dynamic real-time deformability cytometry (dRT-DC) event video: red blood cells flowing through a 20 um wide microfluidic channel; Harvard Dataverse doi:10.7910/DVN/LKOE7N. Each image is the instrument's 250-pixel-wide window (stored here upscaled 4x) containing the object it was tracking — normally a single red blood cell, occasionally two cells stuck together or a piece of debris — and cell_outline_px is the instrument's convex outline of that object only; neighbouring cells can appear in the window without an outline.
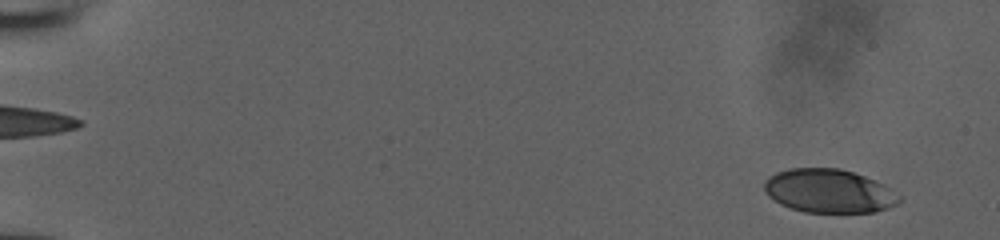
{"species": "human", "species_latin": "Homo sapiens", "temperature_condition": "room temperature", "stored_images_in_passage": 53, "camera_frame_rate_fps": 3000, "um_per_image_px": 0.085, "donor": {"sex": "male"}, "frame": {"image": 1, "passage_image": 4, "time_ms": 1.0, "image_size_px": [1000, 240], "cell_outline_px": [[904, 196], [896, 204], [888, 208], [872, 212], [804, 212], [780, 204], [768, 196], [764, 192], [764, 184], [768, 176], [776, 172], [788, 168], [840, 168], [864, 176], [884, 184]], "centroid_in_image_um": [70.46, 16.23], "position_along_channel_um": 14.5, "area_um2": 34.51}}
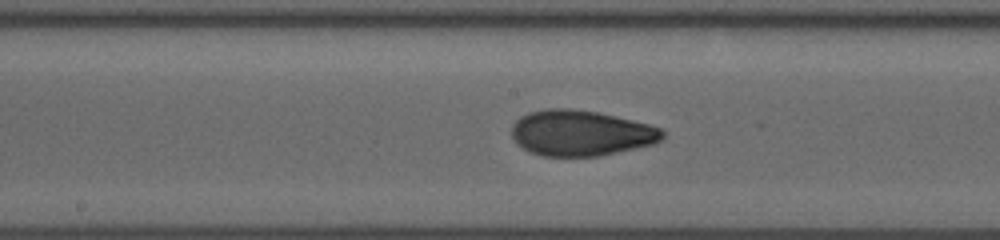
{"frame": {"image": 2, "passage_image": 30, "time_ms": 9.667, "image_size_px": [1000, 240], "cell_outline_px": [[664, 136], [660, 140], [652, 144], [600, 156], [544, 156], [528, 152], [516, 144], [512, 136], [512, 124], [520, 116], [528, 112], [548, 108], [568, 108], [596, 112], [632, 120], [648, 124], [660, 128], [664, 132]], "centroid_in_image_um": [49.32, 11.31], "position_along_channel_um": 198.9, "area_um2": 40.11}}
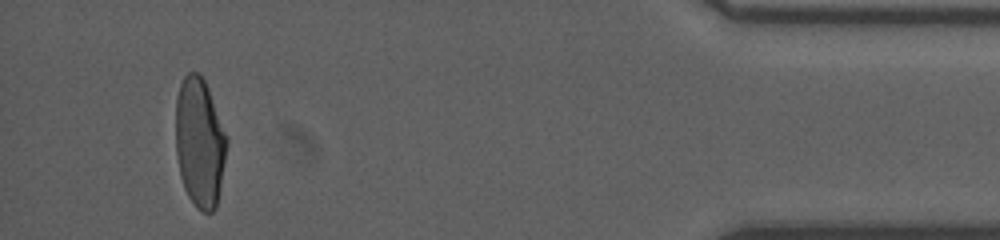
{"frame": {"image": 3, "passage_image": 50, "time_ms": 16.333, "image_size_px": [1000, 240], "cell_outline_px": [[228, 144], [216, 208], [212, 212], [204, 212], [196, 208], [188, 196], [184, 188], [180, 176], [176, 152], [176, 100], [180, 84], [184, 76], [188, 72], [200, 72], [208, 88], [228, 136]], "centroid_in_image_um": [16.98, 12.11], "position_along_channel_um": 418.2, "area_um2": 38.78}}